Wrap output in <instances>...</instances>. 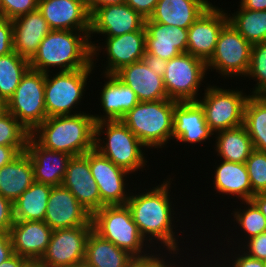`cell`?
<instances>
[{
    "mask_svg": "<svg viewBox=\"0 0 266 267\" xmlns=\"http://www.w3.org/2000/svg\"><path fill=\"white\" fill-rule=\"evenodd\" d=\"M176 176V174L171 172V175H167L164 179H162L163 181H160L161 183L159 182V184H156L155 182V184H153L151 182L152 185L148 183L149 177L146 178L147 181L145 180L142 184L141 181L143 179L139 178L140 183L135 182L134 186L136 187H132L130 197L126 202V205L131 211L133 221L138 226L141 235L159 254L181 255L187 253V250H192V253L199 251L198 245L195 244L196 248L195 245L193 248L194 243H192L193 241L190 240L193 232H191L190 235L187 234L186 231H188V226L183 224V220H180L183 218L181 217L183 215L181 213L183 207L181 209H178V206L180 208V205H176L179 204L177 202H179L180 200L177 199L178 197L175 195L177 191L176 189L178 188H174V186L176 185V183L174 184V178H177ZM145 184L148 185L145 186ZM171 190H174L175 193L173 194L174 191ZM178 214L179 216H177ZM182 225L186 228H183ZM178 227L183 228V230ZM184 234L187 235L185 236ZM186 237V240L190 241L185 242L184 240ZM183 243H188L189 246L187 244L185 246Z\"/></svg>",
    "mask_w": 266,
    "mask_h": 267,
    "instance_id": "1",
    "label": "cell"
},
{
    "mask_svg": "<svg viewBox=\"0 0 266 267\" xmlns=\"http://www.w3.org/2000/svg\"><path fill=\"white\" fill-rule=\"evenodd\" d=\"M89 33L51 30L29 60L30 69L48 73L93 68Z\"/></svg>",
    "mask_w": 266,
    "mask_h": 267,
    "instance_id": "2",
    "label": "cell"
},
{
    "mask_svg": "<svg viewBox=\"0 0 266 267\" xmlns=\"http://www.w3.org/2000/svg\"><path fill=\"white\" fill-rule=\"evenodd\" d=\"M30 136L45 149L72 157L84 155L95 147L92 111L48 117Z\"/></svg>",
    "mask_w": 266,
    "mask_h": 267,
    "instance_id": "3",
    "label": "cell"
},
{
    "mask_svg": "<svg viewBox=\"0 0 266 267\" xmlns=\"http://www.w3.org/2000/svg\"><path fill=\"white\" fill-rule=\"evenodd\" d=\"M94 149L116 166L132 174L135 179L139 178L144 170L147 172L149 166L153 167V164L149 163L146 146L121 120L95 123Z\"/></svg>",
    "mask_w": 266,
    "mask_h": 267,
    "instance_id": "4",
    "label": "cell"
},
{
    "mask_svg": "<svg viewBox=\"0 0 266 267\" xmlns=\"http://www.w3.org/2000/svg\"><path fill=\"white\" fill-rule=\"evenodd\" d=\"M91 221L97 234L139 262L151 261L159 255L141 235L127 205L103 206L92 214Z\"/></svg>",
    "mask_w": 266,
    "mask_h": 267,
    "instance_id": "5",
    "label": "cell"
},
{
    "mask_svg": "<svg viewBox=\"0 0 266 267\" xmlns=\"http://www.w3.org/2000/svg\"><path fill=\"white\" fill-rule=\"evenodd\" d=\"M178 101L162 99L157 101L139 102L128 111L121 121L129 130L152 151L173 147L171 144L173 132L174 107ZM169 146H168V145Z\"/></svg>",
    "mask_w": 266,
    "mask_h": 267,
    "instance_id": "6",
    "label": "cell"
},
{
    "mask_svg": "<svg viewBox=\"0 0 266 267\" xmlns=\"http://www.w3.org/2000/svg\"><path fill=\"white\" fill-rule=\"evenodd\" d=\"M96 74L94 68H84L73 71L45 73V109L47 118L60 115H74L83 111V103L88 99L89 87ZM89 80V81H88ZM89 92H86L88 91ZM79 110V111H78ZM82 110V111H81Z\"/></svg>",
    "mask_w": 266,
    "mask_h": 267,
    "instance_id": "7",
    "label": "cell"
},
{
    "mask_svg": "<svg viewBox=\"0 0 266 267\" xmlns=\"http://www.w3.org/2000/svg\"><path fill=\"white\" fill-rule=\"evenodd\" d=\"M213 82L214 80L207 85L197 100L204 110L205 120L210 130L216 133L243 125L245 105L250 96L249 91L246 90L248 87L243 86L245 89L240 88L242 87L240 85L234 87L232 81H230V87L227 85L229 81L226 84L224 82V85Z\"/></svg>",
    "mask_w": 266,
    "mask_h": 267,
    "instance_id": "8",
    "label": "cell"
},
{
    "mask_svg": "<svg viewBox=\"0 0 266 267\" xmlns=\"http://www.w3.org/2000/svg\"><path fill=\"white\" fill-rule=\"evenodd\" d=\"M251 49L252 44L228 22L220 31L215 51L206 63L208 74L215 71L216 82L233 78L236 85L240 84L249 69Z\"/></svg>",
    "mask_w": 266,
    "mask_h": 267,
    "instance_id": "9",
    "label": "cell"
},
{
    "mask_svg": "<svg viewBox=\"0 0 266 267\" xmlns=\"http://www.w3.org/2000/svg\"><path fill=\"white\" fill-rule=\"evenodd\" d=\"M210 77L203 60L187 52L173 57L167 61L163 75L168 99L178 102L197 101L210 84Z\"/></svg>",
    "mask_w": 266,
    "mask_h": 267,
    "instance_id": "10",
    "label": "cell"
},
{
    "mask_svg": "<svg viewBox=\"0 0 266 267\" xmlns=\"http://www.w3.org/2000/svg\"><path fill=\"white\" fill-rule=\"evenodd\" d=\"M98 38L90 41L92 47V65L96 73L97 69H100L98 71H102L101 73L103 74H115L123 66L143 60L146 52L145 27L140 31L129 32L116 37ZM97 63L102 66L99 64L97 66Z\"/></svg>",
    "mask_w": 266,
    "mask_h": 267,
    "instance_id": "11",
    "label": "cell"
},
{
    "mask_svg": "<svg viewBox=\"0 0 266 267\" xmlns=\"http://www.w3.org/2000/svg\"><path fill=\"white\" fill-rule=\"evenodd\" d=\"M7 104L8 112L31 134L47 118L45 73L29 69Z\"/></svg>",
    "mask_w": 266,
    "mask_h": 267,
    "instance_id": "12",
    "label": "cell"
},
{
    "mask_svg": "<svg viewBox=\"0 0 266 267\" xmlns=\"http://www.w3.org/2000/svg\"><path fill=\"white\" fill-rule=\"evenodd\" d=\"M89 166L92 177L98 186L101 208L126 205L132 191L131 187H134L133 182H137V180H132L134 179L133 175L116 166L95 149L89 151Z\"/></svg>",
    "mask_w": 266,
    "mask_h": 267,
    "instance_id": "13",
    "label": "cell"
},
{
    "mask_svg": "<svg viewBox=\"0 0 266 267\" xmlns=\"http://www.w3.org/2000/svg\"><path fill=\"white\" fill-rule=\"evenodd\" d=\"M236 203L237 204L240 203L239 206L236 205ZM230 205H232L231 207L234 206L235 208L233 207V208L229 209L230 211L233 209L231 212L229 211V213H231V215L226 216L225 219H227V220L224 219V221H222V222H224L223 225H227V224L228 225L222 226L220 228V231L218 232V233L221 232L222 234L224 233V235H222L221 233L218 234L216 232V234L220 235V237H221L220 238L218 236L219 240H217L215 236H213V237L211 236L210 241L212 242V240H213V242L208 245L209 249H211V246L215 245V244L216 245L218 244V246H219L218 248H222V245H224V246H231L232 245L233 247L240 248L248 239L257 236L260 233L266 232V218L264 217L262 212L257 208V206L251 200L234 202V204L231 203ZM229 220H230L229 223L230 224L232 223L233 227H231V225L229 226V223L227 222ZM223 227H225V228H223ZM222 228L224 229V231L221 230ZM229 229H230V231H229ZM233 230H234V234H233V232H231ZM223 237H225V238L223 239ZM213 238L217 241H215ZM222 239L224 242L222 241Z\"/></svg>",
    "mask_w": 266,
    "mask_h": 267,
    "instance_id": "14",
    "label": "cell"
},
{
    "mask_svg": "<svg viewBox=\"0 0 266 267\" xmlns=\"http://www.w3.org/2000/svg\"><path fill=\"white\" fill-rule=\"evenodd\" d=\"M93 226L53 230L46 252L39 260L46 267H74L85 259L86 241Z\"/></svg>",
    "mask_w": 266,
    "mask_h": 267,
    "instance_id": "15",
    "label": "cell"
},
{
    "mask_svg": "<svg viewBox=\"0 0 266 267\" xmlns=\"http://www.w3.org/2000/svg\"><path fill=\"white\" fill-rule=\"evenodd\" d=\"M216 2L214 1L188 28L187 53L205 63L212 57L219 33L228 23L226 7H219V2Z\"/></svg>",
    "mask_w": 266,
    "mask_h": 267,
    "instance_id": "16",
    "label": "cell"
},
{
    "mask_svg": "<svg viewBox=\"0 0 266 267\" xmlns=\"http://www.w3.org/2000/svg\"><path fill=\"white\" fill-rule=\"evenodd\" d=\"M212 138L214 133L207 125L201 105L197 101L177 102L174 107L172 143L186 146L184 149L187 145V149L190 146L194 149L198 144L200 147L204 143L206 146L207 143L212 144Z\"/></svg>",
    "mask_w": 266,
    "mask_h": 267,
    "instance_id": "17",
    "label": "cell"
},
{
    "mask_svg": "<svg viewBox=\"0 0 266 267\" xmlns=\"http://www.w3.org/2000/svg\"><path fill=\"white\" fill-rule=\"evenodd\" d=\"M145 27V18L126 3L97 8L90 15L89 39L116 37ZM94 37V38H93Z\"/></svg>",
    "mask_w": 266,
    "mask_h": 267,
    "instance_id": "18",
    "label": "cell"
},
{
    "mask_svg": "<svg viewBox=\"0 0 266 267\" xmlns=\"http://www.w3.org/2000/svg\"><path fill=\"white\" fill-rule=\"evenodd\" d=\"M98 76H101L100 78L103 79L104 83L100 82V78H94V80L99 81L96 82V85L100 84L96 92L99 93V95L97 94V102H100V110L98 113H95V111L93 113V110H91L95 123L121 120L128 111L139 103L136 93L114 74L100 73Z\"/></svg>",
    "mask_w": 266,
    "mask_h": 267,
    "instance_id": "19",
    "label": "cell"
},
{
    "mask_svg": "<svg viewBox=\"0 0 266 267\" xmlns=\"http://www.w3.org/2000/svg\"><path fill=\"white\" fill-rule=\"evenodd\" d=\"M92 214L62 185L52 187L44 222L52 229L93 226Z\"/></svg>",
    "mask_w": 266,
    "mask_h": 267,
    "instance_id": "20",
    "label": "cell"
},
{
    "mask_svg": "<svg viewBox=\"0 0 266 267\" xmlns=\"http://www.w3.org/2000/svg\"><path fill=\"white\" fill-rule=\"evenodd\" d=\"M214 162L212 164L215 165H211L214 171H210L213 179L211 182L213 183L209 184L213 187L214 194L212 195H221L219 196L221 201L226 198L230 199V203L251 200L255 193L252 191L245 163H234L216 158ZM231 199L236 201H231Z\"/></svg>",
    "mask_w": 266,
    "mask_h": 267,
    "instance_id": "21",
    "label": "cell"
},
{
    "mask_svg": "<svg viewBox=\"0 0 266 267\" xmlns=\"http://www.w3.org/2000/svg\"><path fill=\"white\" fill-rule=\"evenodd\" d=\"M38 10L51 30L90 31L86 0H38Z\"/></svg>",
    "mask_w": 266,
    "mask_h": 267,
    "instance_id": "22",
    "label": "cell"
},
{
    "mask_svg": "<svg viewBox=\"0 0 266 267\" xmlns=\"http://www.w3.org/2000/svg\"><path fill=\"white\" fill-rule=\"evenodd\" d=\"M61 185L67 188L91 214L101 209L98 186L89 166V152L73 156L69 160Z\"/></svg>",
    "mask_w": 266,
    "mask_h": 267,
    "instance_id": "23",
    "label": "cell"
},
{
    "mask_svg": "<svg viewBox=\"0 0 266 267\" xmlns=\"http://www.w3.org/2000/svg\"><path fill=\"white\" fill-rule=\"evenodd\" d=\"M52 231L44 221L14 220L9 231L13 252L39 261L46 252Z\"/></svg>",
    "mask_w": 266,
    "mask_h": 267,
    "instance_id": "24",
    "label": "cell"
},
{
    "mask_svg": "<svg viewBox=\"0 0 266 267\" xmlns=\"http://www.w3.org/2000/svg\"><path fill=\"white\" fill-rule=\"evenodd\" d=\"M146 52L170 60L187 52L188 29L145 19Z\"/></svg>",
    "mask_w": 266,
    "mask_h": 267,
    "instance_id": "25",
    "label": "cell"
},
{
    "mask_svg": "<svg viewBox=\"0 0 266 267\" xmlns=\"http://www.w3.org/2000/svg\"><path fill=\"white\" fill-rule=\"evenodd\" d=\"M26 152L31 159L35 182L52 187L62 184L71 155L45 149L31 136L27 142Z\"/></svg>",
    "mask_w": 266,
    "mask_h": 267,
    "instance_id": "26",
    "label": "cell"
},
{
    "mask_svg": "<svg viewBox=\"0 0 266 267\" xmlns=\"http://www.w3.org/2000/svg\"><path fill=\"white\" fill-rule=\"evenodd\" d=\"M114 75L136 93L139 102L168 99L163 77L150 70L143 60L123 66Z\"/></svg>",
    "mask_w": 266,
    "mask_h": 267,
    "instance_id": "27",
    "label": "cell"
},
{
    "mask_svg": "<svg viewBox=\"0 0 266 267\" xmlns=\"http://www.w3.org/2000/svg\"><path fill=\"white\" fill-rule=\"evenodd\" d=\"M12 22L13 51L30 60L51 29L38 9L19 16Z\"/></svg>",
    "mask_w": 266,
    "mask_h": 267,
    "instance_id": "28",
    "label": "cell"
},
{
    "mask_svg": "<svg viewBox=\"0 0 266 267\" xmlns=\"http://www.w3.org/2000/svg\"><path fill=\"white\" fill-rule=\"evenodd\" d=\"M212 2V0H158L149 20L188 29L213 4Z\"/></svg>",
    "mask_w": 266,
    "mask_h": 267,
    "instance_id": "29",
    "label": "cell"
},
{
    "mask_svg": "<svg viewBox=\"0 0 266 267\" xmlns=\"http://www.w3.org/2000/svg\"><path fill=\"white\" fill-rule=\"evenodd\" d=\"M84 261L93 267H135L139 263L129 252L102 238L93 229L86 241Z\"/></svg>",
    "mask_w": 266,
    "mask_h": 267,
    "instance_id": "30",
    "label": "cell"
},
{
    "mask_svg": "<svg viewBox=\"0 0 266 267\" xmlns=\"http://www.w3.org/2000/svg\"><path fill=\"white\" fill-rule=\"evenodd\" d=\"M210 146L214 150L210 151V155L214 152L213 156L217 159L234 163H245L254 150L244 125L214 133L213 144Z\"/></svg>",
    "mask_w": 266,
    "mask_h": 267,
    "instance_id": "31",
    "label": "cell"
},
{
    "mask_svg": "<svg viewBox=\"0 0 266 267\" xmlns=\"http://www.w3.org/2000/svg\"><path fill=\"white\" fill-rule=\"evenodd\" d=\"M34 182L33 166L26 151L0 168V194L12 203Z\"/></svg>",
    "mask_w": 266,
    "mask_h": 267,
    "instance_id": "32",
    "label": "cell"
},
{
    "mask_svg": "<svg viewBox=\"0 0 266 267\" xmlns=\"http://www.w3.org/2000/svg\"><path fill=\"white\" fill-rule=\"evenodd\" d=\"M52 186L34 182L13 202L14 220L44 221Z\"/></svg>",
    "mask_w": 266,
    "mask_h": 267,
    "instance_id": "33",
    "label": "cell"
},
{
    "mask_svg": "<svg viewBox=\"0 0 266 267\" xmlns=\"http://www.w3.org/2000/svg\"><path fill=\"white\" fill-rule=\"evenodd\" d=\"M237 5L234 12L227 8L228 22L252 45L266 41V10H247Z\"/></svg>",
    "mask_w": 266,
    "mask_h": 267,
    "instance_id": "34",
    "label": "cell"
},
{
    "mask_svg": "<svg viewBox=\"0 0 266 267\" xmlns=\"http://www.w3.org/2000/svg\"><path fill=\"white\" fill-rule=\"evenodd\" d=\"M253 147L266 152V95H250L244 110V123Z\"/></svg>",
    "mask_w": 266,
    "mask_h": 267,
    "instance_id": "35",
    "label": "cell"
},
{
    "mask_svg": "<svg viewBox=\"0 0 266 267\" xmlns=\"http://www.w3.org/2000/svg\"><path fill=\"white\" fill-rule=\"evenodd\" d=\"M29 69V60L15 51L0 56V97L8 102Z\"/></svg>",
    "mask_w": 266,
    "mask_h": 267,
    "instance_id": "36",
    "label": "cell"
},
{
    "mask_svg": "<svg viewBox=\"0 0 266 267\" xmlns=\"http://www.w3.org/2000/svg\"><path fill=\"white\" fill-rule=\"evenodd\" d=\"M243 80L256 83L247 89L250 95H266V41L252 45L249 69Z\"/></svg>",
    "mask_w": 266,
    "mask_h": 267,
    "instance_id": "37",
    "label": "cell"
},
{
    "mask_svg": "<svg viewBox=\"0 0 266 267\" xmlns=\"http://www.w3.org/2000/svg\"><path fill=\"white\" fill-rule=\"evenodd\" d=\"M28 130L9 112L0 117V145L27 146Z\"/></svg>",
    "mask_w": 266,
    "mask_h": 267,
    "instance_id": "38",
    "label": "cell"
},
{
    "mask_svg": "<svg viewBox=\"0 0 266 267\" xmlns=\"http://www.w3.org/2000/svg\"><path fill=\"white\" fill-rule=\"evenodd\" d=\"M252 191L266 193V152L254 149L246 160Z\"/></svg>",
    "mask_w": 266,
    "mask_h": 267,
    "instance_id": "39",
    "label": "cell"
},
{
    "mask_svg": "<svg viewBox=\"0 0 266 267\" xmlns=\"http://www.w3.org/2000/svg\"><path fill=\"white\" fill-rule=\"evenodd\" d=\"M213 246V250H215L218 255L221 256L230 267H265L263 260L255 259L248 256L238 247L223 246L221 250V248H217L216 245Z\"/></svg>",
    "mask_w": 266,
    "mask_h": 267,
    "instance_id": "40",
    "label": "cell"
},
{
    "mask_svg": "<svg viewBox=\"0 0 266 267\" xmlns=\"http://www.w3.org/2000/svg\"><path fill=\"white\" fill-rule=\"evenodd\" d=\"M207 249L208 248H204L203 250L200 248V245H199V252H202V255H201V253H195L196 255H194V253L192 254H190L189 252L190 251H188V253L187 254H184L185 256H187V257H184V255L183 254H181L180 255V262H181V267H230L227 263H226V261L221 257V256H219L218 255V253L215 251V250H213V248L211 249L212 251H211V255H210V253H209V255H208V253H207ZM205 250H206V252H205ZM214 252V253H213ZM205 253H206V255H205ZM191 255H194V256H197L196 258L194 257V256H190ZM199 255H201L202 257L200 258L199 257ZM208 256V257H207ZM212 258H211V257ZM215 256H217V257H215ZM183 259H182V258ZM188 257H190V258H188ZM188 258V259H187ZM192 258H193V260H192ZM207 258V259H206ZM219 258V259H218ZM210 259V260H209ZM187 260V261H186ZM200 260V261H199ZM209 260V261H208ZM220 260V261H219ZM185 262V263H184ZM191 262V263H190ZM193 262V263H192ZM199 262V263H198ZM210 262V263H209ZM198 263V264H197ZM190 265V266H189Z\"/></svg>",
    "mask_w": 266,
    "mask_h": 267,
    "instance_id": "41",
    "label": "cell"
},
{
    "mask_svg": "<svg viewBox=\"0 0 266 267\" xmlns=\"http://www.w3.org/2000/svg\"><path fill=\"white\" fill-rule=\"evenodd\" d=\"M3 17L9 20L38 9V0H0Z\"/></svg>",
    "mask_w": 266,
    "mask_h": 267,
    "instance_id": "42",
    "label": "cell"
},
{
    "mask_svg": "<svg viewBox=\"0 0 266 267\" xmlns=\"http://www.w3.org/2000/svg\"><path fill=\"white\" fill-rule=\"evenodd\" d=\"M240 249L248 256L266 260V232L260 233L259 235L248 239Z\"/></svg>",
    "mask_w": 266,
    "mask_h": 267,
    "instance_id": "43",
    "label": "cell"
},
{
    "mask_svg": "<svg viewBox=\"0 0 266 267\" xmlns=\"http://www.w3.org/2000/svg\"><path fill=\"white\" fill-rule=\"evenodd\" d=\"M13 52V22L6 17L0 18V56Z\"/></svg>",
    "mask_w": 266,
    "mask_h": 267,
    "instance_id": "44",
    "label": "cell"
},
{
    "mask_svg": "<svg viewBox=\"0 0 266 267\" xmlns=\"http://www.w3.org/2000/svg\"><path fill=\"white\" fill-rule=\"evenodd\" d=\"M13 223V203L0 194V231L9 232Z\"/></svg>",
    "mask_w": 266,
    "mask_h": 267,
    "instance_id": "45",
    "label": "cell"
},
{
    "mask_svg": "<svg viewBox=\"0 0 266 267\" xmlns=\"http://www.w3.org/2000/svg\"><path fill=\"white\" fill-rule=\"evenodd\" d=\"M179 260L178 254H159L151 261L139 262L137 267H181Z\"/></svg>",
    "mask_w": 266,
    "mask_h": 267,
    "instance_id": "46",
    "label": "cell"
},
{
    "mask_svg": "<svg viewBox=\"0 0 266 267\" xmlns=\"http://www.w3.org/2000/svg\"><path fill=\"white\" fill-rule=\"evenodd\" d=\"M158 0H125L133 10L139 13L143 18L149 19L152 15Z\"/></svg>",
    "mask_w": 266,
    "mask_h": 267,
    "instance_id": "47",
    "label": "cell"
},
{
    "mask_svg": "<svg viewBox=\"0 0 266 267\" xmlns=\"http://www.w3.org/2000/svg\"><path fill=\"white\" fill-rule=\"evenodd\" d=\"M27 146H1L0 145V168L26 151Z\"/></svg>",
    "mask_w": 266,
    "mask_h": 267,
    "instance_id": "48",
    "label": "cell"
},
{
    "mask_svg": "<svg viewBox=\"0 0 266 267\" xmlns=\"http://www.w3.org/2000/svg\"><path fill=\"white\" fill-rule=\"evenodd\" d=\"M143 61L150 70L163 77L167 68V60L161 59L145 52L143 56Z\"/></svg>",
    "mask_w": 266,
    "mask_h": 267,
    "instance_id": "49",
    "label": "cell"
},
{
    "mask_svg": "<svg viewBox=\"0 0 266 267\" xmlns=\"http://www.w3.org/2000/svg\"><path fill=\"white\" fill-rule=\"evenodd\" d=\"M14 254L9 232L0 231V264Z\"/></svg>",
    "mask_w": 266,
    "mask_h": 267,
    "instance_id": "50",
    "label": "cell"
},
{
    "mask_svg": "<svg viewBox=\"0 0 266 267\" xmlns=\"http://www.w3.org/2000/svg\"><path fill=\"white\" fill-rule=\"evenodd\" d=\"M125 0H86L90 15L97 9L106 5L122 4Z\"/></svg>",
    "mask_w": 266,
    "mask_h": 267,
    "instance_id": "51",
    "label": "cell"
},
{
    "mask_svg": "<svg viewBox=\"0 0 266 267\" xmlns=\"http://www.w3.org/2000/svg\"><path fill=\"white\" fill-rule=\"evenodd\" d=\"M30 260L18 254H13L0 264V267H25Z\"/></svg>",
    "mask_w": 266,
    "mask_h": 267,
    "instance_id": "52",
    "label": "cell"
},
{
    "mask_svg": "<svg viewBox=\"0 0 266 267\" xmlns=\"http://www.w3.org/2000/svg\"><path fill=\"white\" fill-rule=\"evenodd\" d=\"M238 3L247 10H266V0H239Z\"/></svg>",
    "mask_w": 266,
    "mask_h": 267,
    "instance_id": "53",
    "label": "cell"
},
{
    "mask_svg": "<svg viewBox=\"0 0 266 267\" xmlns=\"http://www.w3.org/2000/svg\"><path fill=\"white\" fill-rule=\"evenodd\" d=\"M251 201L257 206L266 218V193L254 194Z\"/></svg>",
    "mask_w": 266,
    "mask_h": 267,
    "instance_id": "54",
    "label": "cell"
},
{
    "mask_svg": "<svg viewBox=\"0 0 266 267\" xmlns=\"http://www.w3.org/2000/svg\"><path fill=\"white\" fill-rule=\"evenodd\" d=\"M8 112L7 101L0 97V117L5 115Z\"/></svg>",
    "mask_w": 266,
    "mask_h": 267,
    "instance_id": "55",
    "label": "cell"
},
{
    "mask_svg": "<svg viewBox=\"0 0 266 267\" xmlns=\"http://www.w3.org/2000/svg\"><path fill=\"white\" fill-rule=\"evenodd\" d=\"M25 267H46L40 261L37 260H30Z\"/></svg>",
    "mask_w": 266,
    "mask_h": 267,
    "instance_id": "56",
    "label": "cell"
},
{
    "mask_svg": "<svg viewBox=\"0 0 266 267\" xmlns=\"http://www.w3.org/2000/svg\"><path fill=\"white\" fill-rule=\"evenodd\" d=\"M74 267H93V266H90L85 261H83L81 263L76 264Z\"/></svg>",
    "mask_w": 266,
    "mask_h": 267,
    "instance_id": "57",
    "label": "cell"
},
{
    "mask_svg": "<svg viewBox=\"0 0 266 267\" xmlns=\"http://www.w3.org/2000/svg\"><path fill=\"white\" fill-rule=\"evenodd\" d=\"M3 17V13H2V10H1V7H0V18Z\"/></svg>",
    "mask_w": 266,
    "mask_h": 267,
    "instance_id": "58",
    "label": "cell"
}]
</instances>
